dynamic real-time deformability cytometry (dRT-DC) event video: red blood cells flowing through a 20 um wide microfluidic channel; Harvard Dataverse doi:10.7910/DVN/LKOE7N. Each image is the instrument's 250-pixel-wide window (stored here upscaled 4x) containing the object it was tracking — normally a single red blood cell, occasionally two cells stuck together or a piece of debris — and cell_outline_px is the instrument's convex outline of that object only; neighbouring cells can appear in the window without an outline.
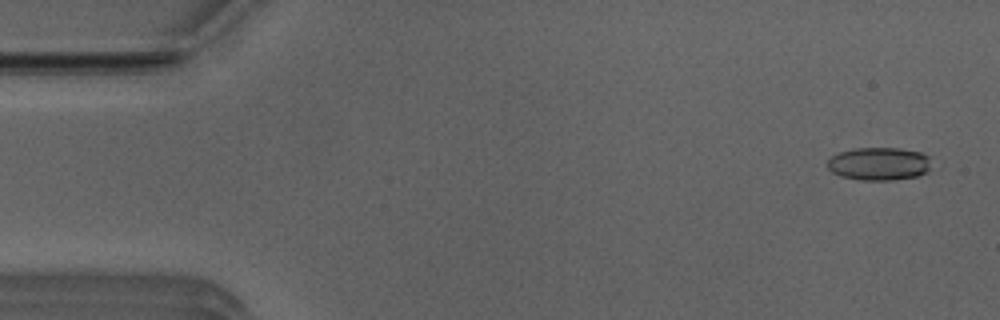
{"species": "Egyptian fruit bat (a non-hibernating species)", "species_latin": "Rousettus aegyptiacus", "temperature_condition": "room temperature", "stored_images_in_passage": 51, "segment_of_instrument_passage": [1, 2], "camera_frame_rate_fps": 3000, "um_per_image_px": 0.085, "animal": {"sex": "male"}, "frame": {"image": 1, "passage_image": 1, "time_ms": 0.0, "image_size_px": [1000, 320], "cell_outline_px": [[928, 172], [916, 176], [892, 180], [860, 180], [840, 176], [832, 172], [828, 168], [828, 160], [832, 156], [840, 152], [852, 148], [900, 148], [920, 152], [928, 156]], "centroid_in_image_um": [74.68, 13.92], "position_along_channel_um": 10.3, "area_um2": 19.88}}
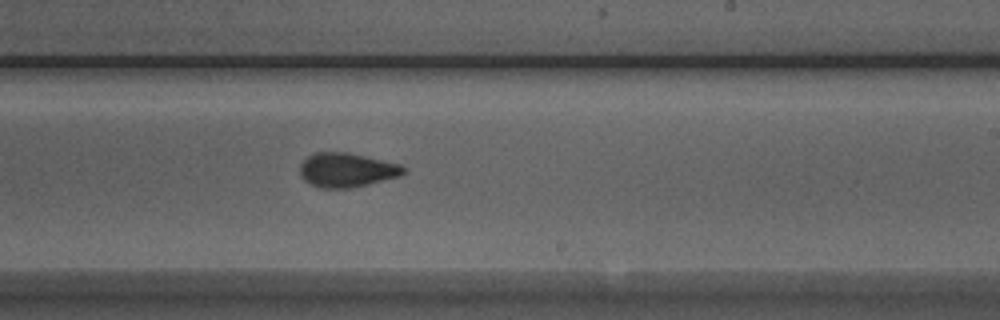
{"frame": {"image": 2, "passage_image": 29, "time_ms": 9.333, "image_size_px": [1000, 320], "cell_outline_px": [[408, 172], [400, 176], [368, 184], [348, 188], [320, 188], [304, 180], [300, 176], [300, 164], [312, 152], [348, 152], [400, 164], [408, 168]], "centroid_in_image_um": [29.49, 14.44], "position_along_channel_um": 259.5, "area_um2": 20.81}}
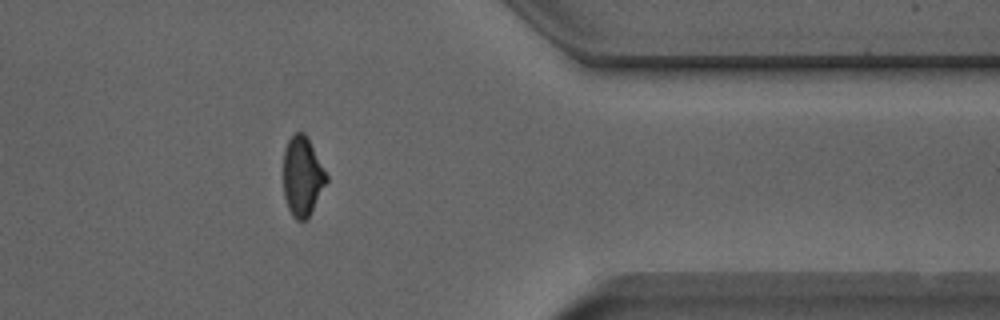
{"frame": {"image": 3, "passage_image": 40, "time_ms": 13.0, "image_size_px": [1000, 320], "cell_outline_px": [[328, 180], [308, 220], [296, 220], [292, 216], [288, 208], [284, 196], [284, 148], [288, 140], [296, 132], [304, 132], [328, 176]], "centroid_in_image_um": [25.7, 15.03], "position_along_channel_um": 385.7, "area_um2": 19.88}}